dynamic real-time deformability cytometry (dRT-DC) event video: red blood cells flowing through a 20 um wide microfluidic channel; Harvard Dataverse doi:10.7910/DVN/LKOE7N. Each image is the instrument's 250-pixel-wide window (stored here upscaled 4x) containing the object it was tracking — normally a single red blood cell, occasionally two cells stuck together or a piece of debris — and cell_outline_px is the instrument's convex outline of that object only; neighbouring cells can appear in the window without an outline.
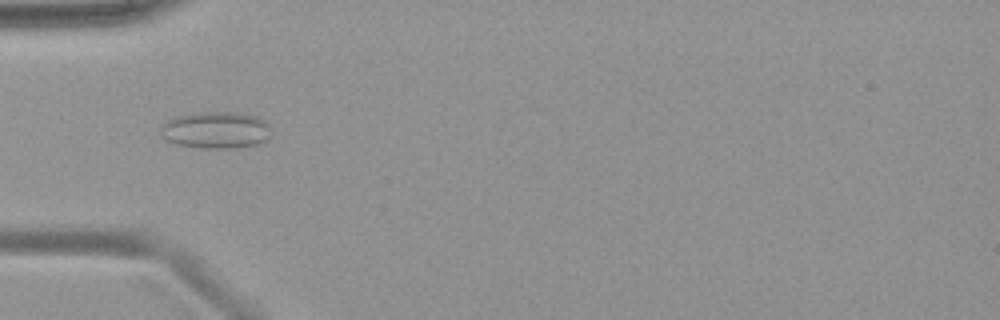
{"species": "common noctule bat (a hibernating species)", "species_latin": "Nyctalus noctula", "temperature_condition": "warm", "stored_images_in_passage": 7, "camera_frame_rate_fps": 3000, "um_per_image_px": 0.085, "animal": {"sex": "female", "body_mass_g": 19.9}, "frame": {"image": 1, "passage_image": 5, "time_ms": 1.333, "image_size_px": [1000, 320], "cell_outline_px": [[268, 136], [264, 140], [256, 144], [232, 148], [200, 148], [176, 144], [164, 140], [160, 132], [160, 128], [168, 120], [176, 116], [192, 112], [236, 112], [256, 116], [264, 120], [268, 124]], "centroid_in_image_um": [18.28, 11.05], "position_along_channel_um": 66.7, "area_um2": 23.7}}